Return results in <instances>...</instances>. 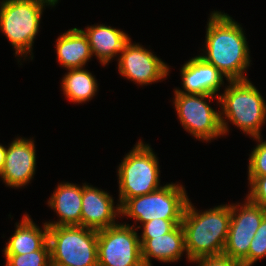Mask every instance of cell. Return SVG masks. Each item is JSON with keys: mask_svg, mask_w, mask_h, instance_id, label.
Segmentation results:
<instances>
[{"mask_svg": "<svg viewBox=\"0 0 266 266\" xmlns=\"http://www.w3.org/2000/svg\"><path fill=\"white\" fill-rule=\"evenodd\" d=\"M207 25V55L200 57L229 81L247 80L243 73L250 64L249 48L242 28L232 17L221 12L212 13Z\"/></svg>", "mask_w": 266, "mask_h": 266, "instance_id": "cell-1", "label": "cell"}, {"mask_svg": "<svg viewBox=\"0 0 266 266\" xmlns=\"http://www.w3.org/2000/svg\"><path fill=\"white\" fill-rule=\"evenodd\" d=\"M231 220V205L198 213L188 201L181 226L190 261L223 255Z\"/></svg>", "mask_w": 266, "mask_h": 266, "instance_id": "cell-2", "label": "cell"}, {"mask_svg": "<svg viewBox=\"0 0 266 266\" xmlns=\"http://www.w3.org/2000/svg\"><path fill=\"white\" fill-rule=\"evenodd\" d=\"M51 266H98V231L82 226H48Z\"/></svg>", "mask_w": 266, "mask_h": 266, "instance_id": "cell-3", "label": "cell"}, {"mask_svg": "<svg viewBox=\"0 0 266 266\" xmlns=\"http://www.w3.org/2000/svg\"><path fill=\"white\" fill-rule=\"evenodd\" d=\"M223 95L218 97L224 115L233 124L255 139L260 138V128L265 122L266 105L258 90L249 80L229 81Z\"/></svg>", "mask_w": 266, "mask_h": 266, "instance_id": "cell-4", "label": "cell"}, {"mask_svg": "<svg viewBox=\"0 0 266 266\" xmlns=\"http://www.w3.org/2000/svg\"><path fill=\"white\" fill-rule=\"evenodd\" d=\"M119 199L121 206L127 199L158 190V160L150 146L139 141L119 165Z\"/></svg>", "mask_w": 266, "mask_h": 266, "instance_id": "cell-5", "label": "cell"}, {"mask_svg": "<svg viewBox=\"0 0 266 266\" xmlns=\"http://www.w3.org/2000/svg\"><path fill=\"white\" fill-rule=\"evenodd\" d=\"M188 201L182 186L168 184L154 192L127 199L120 206V213L143 224L155 218L183 220Z\"/></svg>", "mask_w": 266, "mask_h": 266, "instance_id": "cell-6", "label": "cell"}, {"mask_svg": "<svg viewBox=\"0 0 266 266\" xmlns=\"http://www.w3.org/2000/svg\"><path fill=\"white\" fill-rule=\"evenodd\" d=\"M44 0H5L1 3L0 29L17 54L31 52L38 32Z\"/></svg>", "mask_w": 266, "mask_h": 266, "instance_id": "cell-7", "label": "cell"}, {"mask_svg": "<svg viewBox=\"0 0 266 266\" xmlns=\"http://www.w3.org/2000/svg\"><path fill=\"white\" fill-rule=\"evenodd\" d=\"M175 109L184 128L199 139L210 140L224 135L228 128L221 112L217 113L205 98H215L209 94H184L175 90Z\"/></svg>", "mask_w": 266, "mask_h": 266, "instance_id": "cell-8", "label": "cell"}, {"mask_svg": "<svg viewBox=\"0 0 266 266\" xmlns=\"http://www.w3.org/2000/svg\"><path fill=\"white\" fill-rule=\"evenodd\" d=\"M97 255L98 266H144L140 239L126 224L98 230Z\"/></svg>", "mask_w": 266, "mask_h": 266, "instance_id": "cell-9", "label": "cell"}, {"mask_svg": "<svg viewBox=\"0 0 266 266\" xmlns=\"http://www.w3.org/2000/svg\"><path fill=\"white\" fill-rule=\"evenodd\" d=\"M238 206L231 205V220L223 255L241 262L248 255L250 243L266 212L248 199L241 210Z\"/></svg>", "mask_w": 266, "mask_h": 266, "instance_id": "cell-10", "label": "cell"}, {"mask_svg": "<svg viewBox=\"0 0 266 266\" xmlns=\"http://www.w3.org/2000/svg\"><path fill=\"white\" fill-rule=\"evenodd\" d=\"M118 66L123 76L141 85L161 80L169 70L158 57L139 44L132 45L130 40L121 51Z\"/></svg>", "mask_w": 266, "mask_h": 266, "instance_id": "cell-11", "label": "cell"}, {"mask_svg": "<svg viewBox=\"0 0 266 266\" xmlns=\"http://www.w3.org/2000/svg\"><path fill=\"white\" fill-rule=\"evenodd\" d=\"M34 141L14 140L6 151L5 161L0 176L8 186L26 185L35 172L36 156Z\"/></svg>", "mask_w": 266, "mask_h": 266, "instance_id": "cell-12", "label": "cell"}, {"mask_svg": "<svg viewBox=\"0 0 266 266\" xmlns=\"http://www.w3.org/2000/svg\"><path fill=\"white\" fill-rule=\"evenodd\" d=\"M117 212L121 214L120 206L114 209L113 199L107 192L86 184L82 186V227L98 231L114 226Z\"/></svg>", "mask_w": 266, "mask_h": 266, "instance_id": "cell-13", "label": "cell"}, {"mask_svg": "<svg viewBox=\"0 0 266 266\" xmlns=\"http://www.w3.org/2000/svg\"><path fill=\"white\" fill-rule=\"evenodd\" d=\"M184 94H209L215 95L223 83V76L215 66L206 62L200 56L189 60L181 69ZM187 91V92H186Z\"/></svg>", "mask_w": 266, "mask_h": 266, "instance_id": "cell-14", "label": "cell"}, {"mask_svg": "<svg viewBox=\"0 0 266 266\" xmlns=\"http://www.w3.org/2000/svg\"><path fill=\"white\" fill-rule=\"evenodd\" d=\"M140 244L144 266H151V257L162 262L177 261L186 250L181 224L176 225L169 233L152 236V239H141Z\"/></svg>", "mask_w": 266, "mask_h": 266, "instance_id": "cell-15", "label": "cell"}, {"mask_svg": "<svg viewBox=\"0 0 266 266\" xmlns=\"http://www.w3.org/2000/svg\"><path fill=\"white\" fill-rule=\"evenodd\" d=\"M48 205L61 218L59 222H46L47 226H81L82 188L71 183L60 184Z\"/></svg>", "mask_w": 266, "mask_h": 266, "instance_id": "cell-16", "label": "cell"}, {"mask_svg": "<svg viewBox=\"0 0 266 266\" xmlns=\"http://www.w3.org/2000/svg\"><path fill=\"white\" fill-rule=\"evenodd\" d=\"M84 34L87 36L92 55L95 54L102 64H107L109 60L121 53L125 44L130 40L123 31L104 25L90 26L86 28Z\"/></svg>", "mask_w": 266, "mask_h": 266, "instance_id": "cell-17", "label": "cell"}, {"mask_svg": "<svg viewBox=\"0 0 266 266\" xmlns=\"http://www.w3.org/2000/svg\"><path fill=\"white\" fill-rule=\"evenodd\" d=\"M56 50L58 61L68 70L82 68L92 56L89 40L78 28L62 34L57 39Z\"/></svg>", "mask_w": 266, "mask_h": 266, "instance_id": "cell-18", "label": "cell"}, {"mask_svg": "<svg viewBox=\"0 0 266 266\" xmlns=\"http://www.w3.org/2000/svg\"><path fill=\"white\" fill-rule=\"evenodd\" d=\"M17 229L9 239L4 254H27L40 250L48 242V226L40 230L28 215H24Z\"/></svg>", "mask_w": 266, "mask_h": 266, "instance_id": "cell-19", "label": "cell"}, {"mask_svg": "<svg viewBox=\"0 0 266 266\" xmlns=\"http://www.w3.org/2000/svg\"><path fill=\"white\" fill-rule=\"evenodd\" d=\"M62 80L63 92L73 102L82 103L91 99L96 90L95 78L83 68L69 69Z\"/></svg>", "mask_w": 266, "mask_h": 266, "instance_id": "cell-20", "label": "cell"}, {"mask_svg": "<svg viewBox=\"0 0 266 266\" xmlns=\"http://www.w3.org/2000/svg\"><path fill=\"white\" fill-rule=\"evenodd\" d=\"M6 266H51L50 245L27 254H4Z\"/></svg>", "mask_w": 266, "mask_h": 266, "instance_id": "cell-21", "label": "cell"}, {"mask_svg": "<svg viewBox=\"0 0 266 266\" xmlns=\"http://www.w3.org/2000/svg\"><path fill=\"white\" fill-rule=\"evenodd\" d=\"M266 256V216L258 227L250 243L248 255L241 261L242 266H251L255 261Z\"/></svg>", "mask_w": 266, "mask_h": 266, "instance_id": "cell-22", "label": "cell"}, {"mask_svg": "<svg viewBox=\"0 0 266 266\" xmlns=\"http://www.w3.org/2000/svg\"><path fill=\"white\" fill-rule=\"evenodd\" d=\"M259 142L249 158L248 177L266 176V141Z\"/></svg>", "mask_w": 266, "mask_h": 266, "instance_id": "cell-23", "label": "cell"}, {"mask_svg": "<svg viewBox=\"0 0 266 266\" xmlns=\"http://www.w3.org/2000/svg\"><path fill=\"white\" fill-rule=\"evenodd\" d=\"M182 220H163L155 218L143 224L142 239H152V236H159L169 233Z\"/></svg>", "mask_w": 266, "mask_h": 266, "instance_id": "cell-24", "label": "cell"}, {"mask_svg": "<svg viewBox=\"0 0 266 266\" xmlns=\"http://www.w3.org/2000/svg\"><path fill=\"white\" fill-rule=\"evenodd\" d=\"M251 191L247 199L266 212V176L249 177Z\"/></svg>", "mask_w": 266, "mask_h": 266, "instance_id": "cell-25", "label": "cell"}, {"mask_svg": "<svg viewBox=\"0 0 266 266\" xmlns=\"http://www.w3.org/2000/svg\"><path fill=\"white\" fill-rule=\"evenodd\" d=\"M192 261L199 263V266H242L241 262L224 255L202 257Z\"/></svg>", "mask_w": 266, "mask_h": 266, "instance_id": "cell-26", "label": "cell"}, {"mask_svg": "<svg viewBox=\"0 0 266 266\" xmlns=\"http://www.w3.org/2000/svg\"><path fill=\"white\" fill-rule=\"evenodd\" d=\"M6 151L7 149L4 146L0 145V173L4 166Z\"/></svg>", "mask_w": 266, "mask_h": 266, "instance_id": "cell-27", "label": "cell"}, {"mask_svg": "<svg viewBox=\"0 0 266 266\" xmlns=\"http://www.w3.org/2000/svg\"><path fill=\"white\" fill-rule=\"evenodd\" d=\"M44 1H46L48 5H53V6L55 5V3L58 2V0H44Z\"/></svg>", "mask_w": 266, "mask_h": 266, "instance_id": "cell-28", "label": "cell"}]
</instances>
